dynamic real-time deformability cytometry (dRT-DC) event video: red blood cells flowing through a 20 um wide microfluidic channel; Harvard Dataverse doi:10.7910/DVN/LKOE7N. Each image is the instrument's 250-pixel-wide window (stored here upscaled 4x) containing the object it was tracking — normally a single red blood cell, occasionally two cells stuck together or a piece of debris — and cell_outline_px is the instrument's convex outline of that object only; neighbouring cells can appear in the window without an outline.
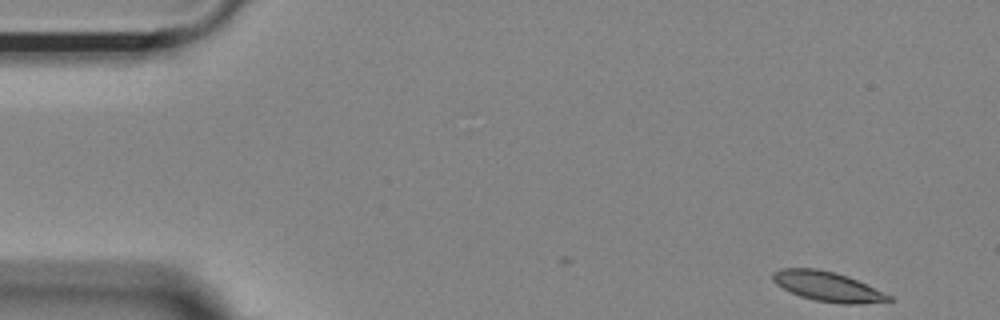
{"species": "Egyptian fruit bat (a non-hibernating species)", "species_latin": "Rousettus aegyptiacus", "temperature_condition": "room temperature", "stored_images_in_passage": 42, "camera_frame_rate_fps": 3000, "um_per_image_px": 0.085, "animal": {"sex": "female"}, "frame": {"image": 1, "passage_image": 1, "time_ms": 0.0, "image_size_px": [1000, 320], "cell_outline_px": [[892, 300], [860, 304], [840, 304], [816, 300], [800, 296], [776, 284], [772, 280], [772, 272], [780, 268], [816, 268], [836, 272], [848, 276], [884, 292], [892, 296]], "centroid_in_image_um": [70.33, 24.34], "position_along_channel_um": 14.7, "area_um2": 20.06}}
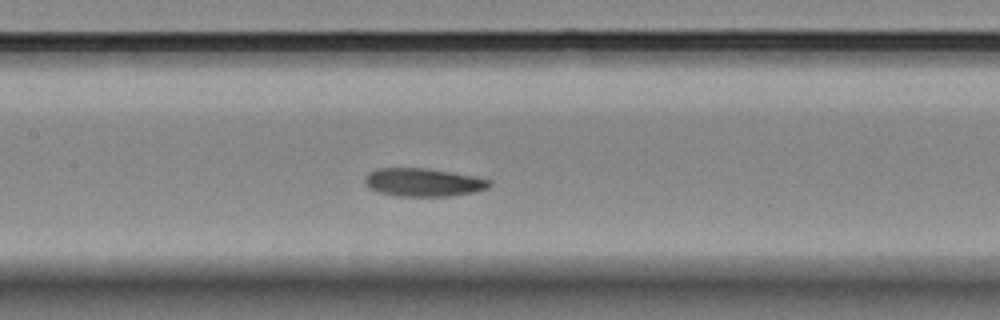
{"frame": {"image": 2, "passage_image": 23, "time_ms": 7.333, "image_size_px": [1000, 320], "cell_outline_px": [[492, 184], [488, 188], [476, 192], [448, 196], [396, 196], [380, 192], [368, 188], [364, 184], [364, 176], [368, 172], [376, 168], [424, 168], [452, 172], [476, 176], [492, 180]], "centroid_in_image_um": [35.98, 15.49], "position_along_channel_um": 171.4, "area_um2": 20.75}}
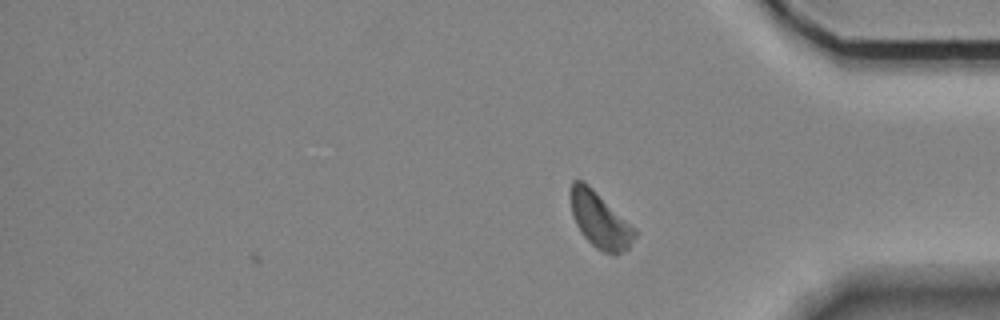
{"frame": {"image": 3, "passage_image": 42, "time_ms": 13.667, "image_size_px": [1000, 320], "cell_outline_px": [[636, 236], [628, 248], [616, 256], [604, 252], [596, 248], [580, 232], [576, 224], [572, 212], [568, 192], [572, 180], [584, 180], [636, 228]], "centroid_in_image_um": [50.98, 18.68], "position_along_channel_um": 384.2, "area_um2": 21.15}}